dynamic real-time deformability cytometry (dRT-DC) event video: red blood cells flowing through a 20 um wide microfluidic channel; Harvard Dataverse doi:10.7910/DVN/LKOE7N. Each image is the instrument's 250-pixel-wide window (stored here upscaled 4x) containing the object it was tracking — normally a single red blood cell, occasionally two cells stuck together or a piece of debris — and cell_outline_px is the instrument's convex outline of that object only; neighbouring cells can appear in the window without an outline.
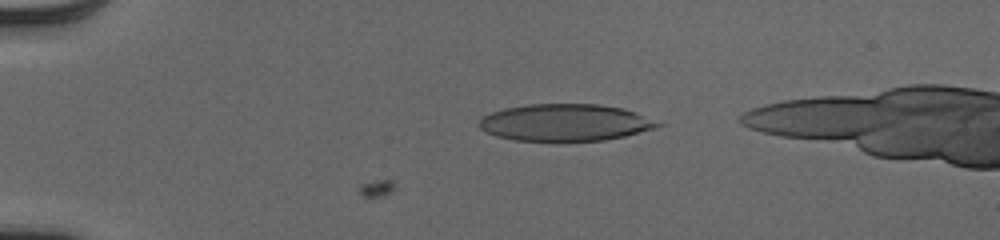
{"species": "human", "species_latin": "Homo sapiens", "temperature_condition": "cold", "stored_images_in_passage": 2, "camera_frame_rate_fps": 3000, "um_per_image_px": 0.085, "donor": {"sex": "male"}, "frame": {"image": 1, "passage_image": 2, "time_ms": 0.333, "image_size_px": [1000, 240], "cell_outline_px": [[664, 124], [652, 128], [624, 136], [604, 140], [516, 140], [496, 136], [480, 128], [480, 120], [484, 116], [492, 112], [504, 108], [528, 104], [596, 104], [624, 108], [636, 112]], "centroid_in_image_um": [48.04, 10.4], "position_along_channel_um": 37.0, "area_um2": 37.92}}